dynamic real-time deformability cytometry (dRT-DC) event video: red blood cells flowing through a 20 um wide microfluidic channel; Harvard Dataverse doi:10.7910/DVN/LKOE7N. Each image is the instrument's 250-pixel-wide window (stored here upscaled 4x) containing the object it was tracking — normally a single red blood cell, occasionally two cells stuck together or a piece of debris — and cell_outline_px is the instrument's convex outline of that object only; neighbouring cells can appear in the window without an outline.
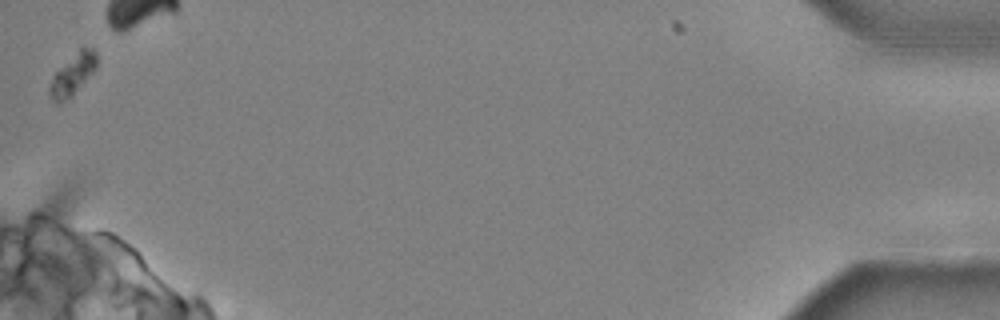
{"species": "common noctule bat (a hibernating species)", "species_latin": "Nyctalus noctula", "temperature_condition": "cold", "stored_images_in_passage": 40, "camera_frame_rate_fps": 3000, "um_per_image_px": 0.085, "animal": {"sex": "male", "body_mass_g": 20.4}, "frame": {"image": 1, "passage_image": 40, "time_ms": 13.0, "image_size_px": [1000, 320], "cell_outline_px": [[96, 68], [72, 96], [68, 100], [56, 104], [52, 100], [48, 92], [48, 88], [52, 76], [80, 48], [92, 48], [96, 52]], "centroid_in_image_um": [6.14, 6.38], "position_along_channel_um": 429.1, "area_um2": 11.1}, "authors_computed_cell_mechanics": {"area_um2": 11.56, "velocity_mm_per_s": 3.8747, "shape_relaxation_time_tau1_ms": 3.9199, "shape_relaxation_time_tau2_ms": null, "deformation_change_tau1": 0.0824, "deformation_change_tau2": null}}